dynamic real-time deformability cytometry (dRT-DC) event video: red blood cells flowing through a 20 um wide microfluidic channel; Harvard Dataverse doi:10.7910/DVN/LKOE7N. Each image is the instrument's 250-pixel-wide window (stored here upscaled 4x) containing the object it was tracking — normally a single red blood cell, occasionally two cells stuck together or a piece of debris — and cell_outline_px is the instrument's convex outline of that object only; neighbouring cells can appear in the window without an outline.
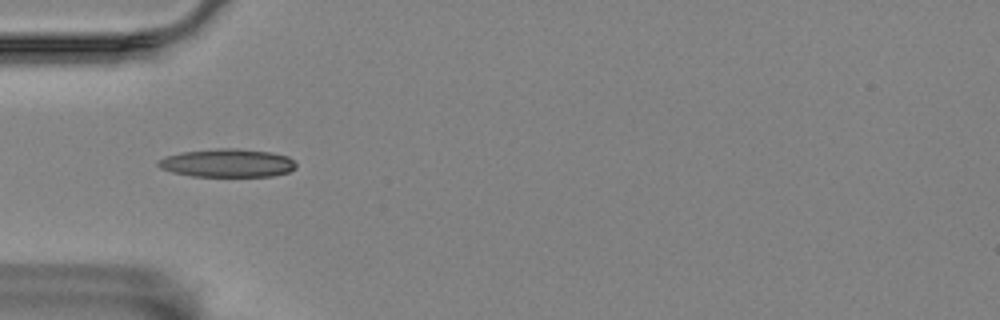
{"species": "Egyptian fruit bat (a non-hibernating species)", "species_latin": "Rousettus aegyptiacus", "temperature_condition": "room temperature", "stored_images_in_passage": 8, "camera_frame_rate_fps": 3000, "um_per_image_px": 0.085, "animal": {"sex": "female"}, "frame": {"image": 1, "passage_image": 6, "time_ms": 5.667, "image_size_px": [1000, 320], "cell_outline_px": [[296, 168], [288, 172], [272, 176], [192, 176], [172, 172], [160, 168], [156, 164], [160, 160], [168, 156], [184, 152], [220, 148], [236, 148], [272, 152], [288, 156], [296, 164]], "centroid_in_image_um": [19.37, 13.86], "position_along_channel_um": 65.6, "area_um2": 22.54}}
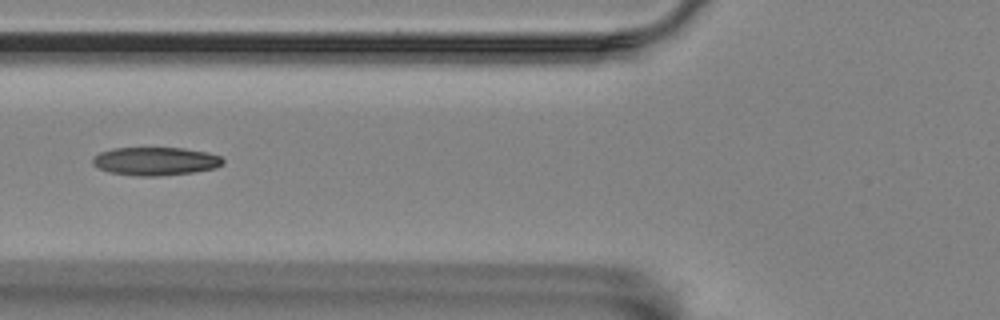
{"frame": {"image": 2, "passage_image": 7, "time_ms": 7.0, "image_size_px": [1000, 320], "cell_outline_px": [[224, 164], [216, 168], [192, 172], [156, 176], [136, 176], [112, 172], [100, 168], [92, 164], [92, 160], [100, 152], [112, 148], [184, 148], [208, 152], [220, 156], [224, 160]], "centroid_in_image_um": [13.25, 13.69], "position_along_channel_um": 112.5, "area_um2": 21.33}}